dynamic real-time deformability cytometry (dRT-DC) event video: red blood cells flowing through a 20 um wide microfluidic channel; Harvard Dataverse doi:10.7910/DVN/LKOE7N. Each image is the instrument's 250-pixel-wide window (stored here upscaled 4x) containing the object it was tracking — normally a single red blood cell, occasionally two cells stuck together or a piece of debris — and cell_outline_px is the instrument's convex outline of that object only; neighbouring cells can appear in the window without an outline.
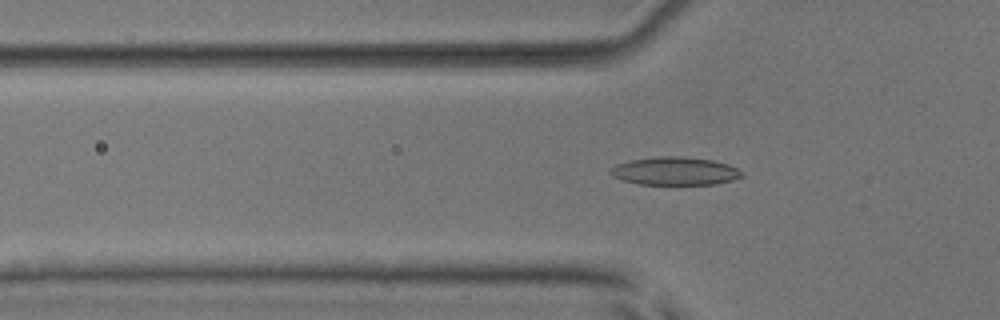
{"species": "common noctule bat (a hibernating species)", "species_latin": "Nyctalus noctula", "temperature_condition": "room temperature", "stored_images_in_passage": 55, "segment_of_instrument_passage": [1, 2], "camera_frame_rate_fps": 3000, "um_per_image_px": 0.085, "animal": {"sex": "male", "body_mass_g": 17.9, "forearm_length_mm": 54.2}, "frame": {"image": 1, "passage_image": 18, "time_ms": 5.667, "image_size_px": [1000, 320], "cell_outline_px": [[744, 176], [732, 180], [716, 184], [640, 184], [624, 180], [612, 176], [608, 172], [616, 164], [632, 160], [656, 156], [684, 156], [712, 160], [728, 164], [744, 172]], "centroid_in_image_um": [57.4, 14.53], "position_along_channel_um": 68.4, "area_um2": 21.5}}
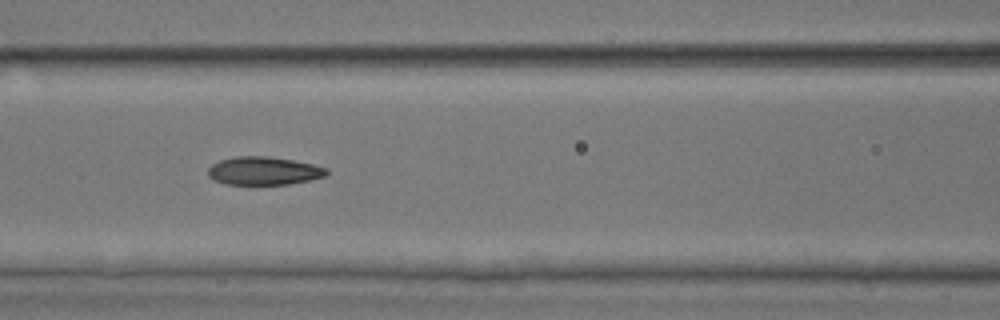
{"frame": {"image": 2, "passage_image": 24, "time_ms": 7.667, "image_size_px": [1000, 320], "cell_outline_px": [[328, 172], [324, 176], [308, 180], [288, 184], [224, 184], [208, 176], [208, 168], [212, 164], [220, 160], [236, 156], [268, 156], [292, 160], [312, 164], [328, 168]], "centroid_in_image_um": [22.4, 14.51], "position_along_channel_um": 144.2, "area_um2": 19.31}}
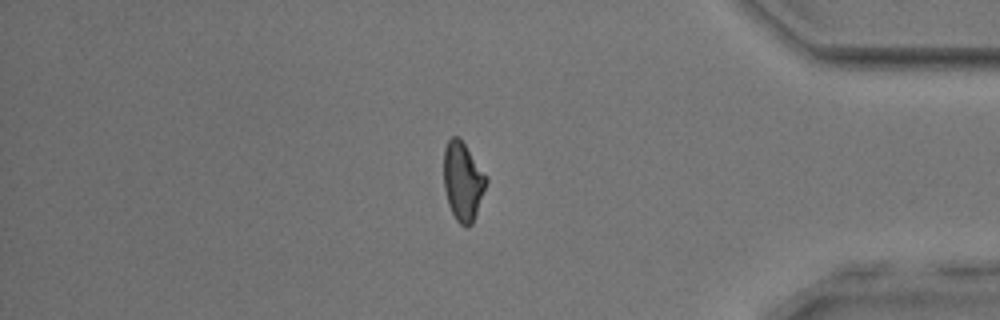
{"frame": {"image": 3, "passage_image": 46, "time_ms": 15.0, "image_size_px": [1000, 320], "cell_outline_px": [[488, 180], [472, 224], [468, 228], [460, 224], [456, 220], [448, 204], [444, 188], [444, 148], [448, 140], [452, 136], [460, 136], [488, 176]], "centroid_in_image_um": [39.35, 15.37], "position_along_channel_um": 395.9, "area_um2": 19.71}}